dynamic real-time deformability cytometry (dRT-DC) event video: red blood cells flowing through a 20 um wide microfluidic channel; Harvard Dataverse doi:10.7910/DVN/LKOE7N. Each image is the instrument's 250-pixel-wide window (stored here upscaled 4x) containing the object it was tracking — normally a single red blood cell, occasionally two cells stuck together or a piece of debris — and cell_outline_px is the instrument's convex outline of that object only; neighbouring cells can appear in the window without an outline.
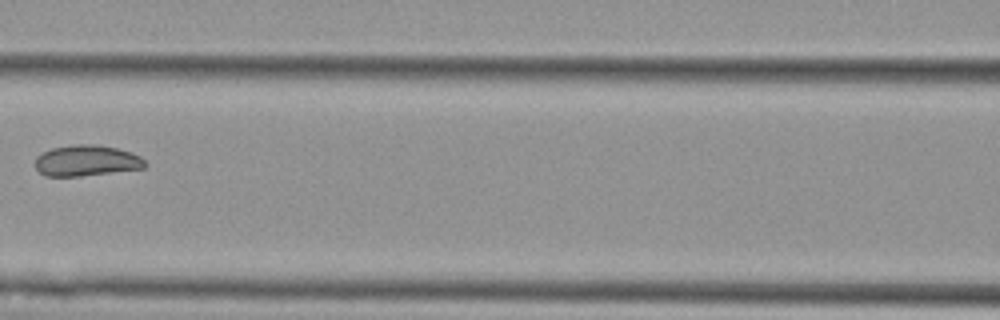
{"species": "Egyptian fruit bat (a non-hibernating species)", "species_latin": "Rousettus aegyptiacus", "temperature_condition": "cold", "stored_images_in_passage": 3, "camera_frame_rate_fps": 3000, "um_per_image_px": 0.085, "animal": {"sex": "female"}, "frame": {"image": 1, "passage_image": 3, "time_ms": 2.333, "image_size_px": [1000, 320], "cell_outline_px": [[148, 164], [144, 168], [80, 176], [44, 176], [36, 168], [36, 156], [52, 148], [72, 144], [96, 144], [116, 148], [132, 152], [140, 156]], "centroid_in_image_um": [7.36, 13.65], "position_along_channel_um": 159.2, "area_um2": 19.83}}